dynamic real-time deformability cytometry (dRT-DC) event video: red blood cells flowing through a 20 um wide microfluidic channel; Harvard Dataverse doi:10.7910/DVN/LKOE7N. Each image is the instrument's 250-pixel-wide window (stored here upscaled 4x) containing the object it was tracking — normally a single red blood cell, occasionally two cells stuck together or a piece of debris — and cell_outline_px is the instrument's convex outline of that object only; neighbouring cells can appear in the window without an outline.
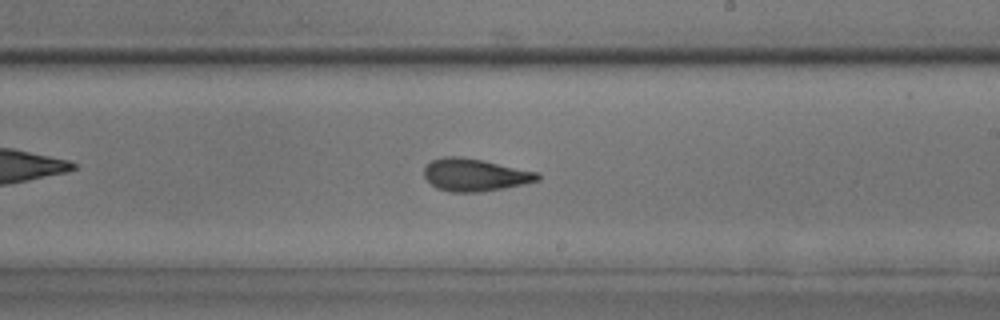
{"species": "common noctule bat (a hibernating species)", "species_latin": "Nyctalus noctula", "temperature_condition": "room temperature", "stored_images_in_passage": 28, "camera_frame_rate_fps": 3000, "um_per_image_px": 0.085, "animal": {"sex": "male", "body_mass_g": 17.9, "forearm_length_mm": 54.2}, "frame": {"image": 1, "passage_image": 16, "time_ms": 5.0, "image_size_px": [1000, 320], "cell_outline_px": [[540, 180], [524, 184], [504, 188], [480, 192], [448, 192], [436, 188], [424, 176], [424, 168], [432, 160], [444, 156], [460, 156], [484, 160], [540, 172]], "centroid_in_image_um": [40.39, 14.86], "position_along_channel_um": 248.6, "area_um2": 21.73}}
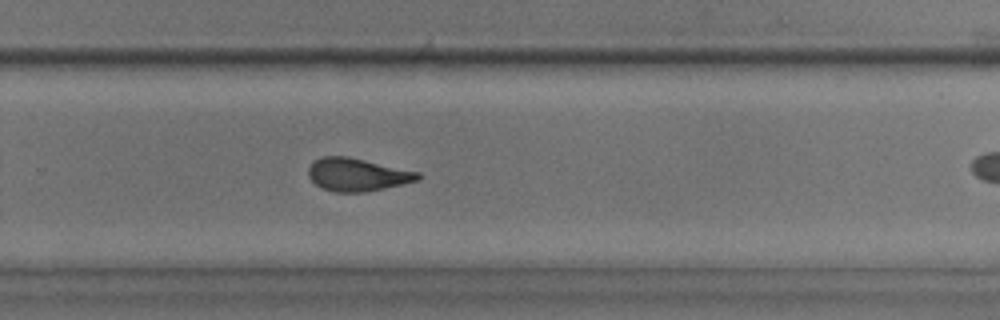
{"frame": {"image": 2, "passage_image": 20, "time_ms": 6.333, "image_size_px": [1000, 320], "cell_outline_px": [[420, 180], [384, 188], [364, 192], [332, 192], [316, 184], [308, 176], [308, 168], [320, 156], [348, 156], [420, 172]], "centroid_in_image_um": [30.37, 14.84], "position_along_channel_um": 299.4, "area_um2": 20.92}}